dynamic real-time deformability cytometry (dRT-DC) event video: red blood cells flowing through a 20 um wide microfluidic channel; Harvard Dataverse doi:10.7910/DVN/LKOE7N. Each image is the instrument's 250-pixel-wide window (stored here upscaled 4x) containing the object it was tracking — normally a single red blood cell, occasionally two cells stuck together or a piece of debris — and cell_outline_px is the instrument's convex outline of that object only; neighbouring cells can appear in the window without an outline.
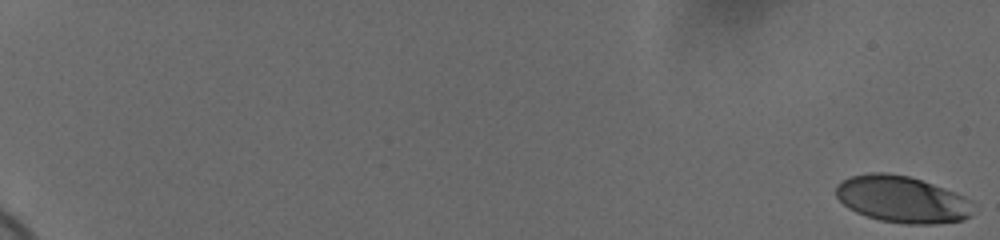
{"species": "human", "species_latin": "Homo sapiens", "temperature_condition": "cold", "stored_images_in_passage": 60, "camera_frame_rate_fps": 3000, "um_per_image_px": 0.085, "donor": {"sex": "female"}, "frame": {"image": 1, "passage_image": 1, "time_ms": 0.0, "image_size_px": [1000, 240], "cell_outline_px": [[976, 204], [972, 212], [964, 220], [936, 224], [904, 224], [880, 220], [856, 212], [848, 208], [836, 196], [836, 184], [852, 176], [872, 172], [884, 172], [908, 176], [956, 192], [972, 200]], "centroid_in_image_um": [76.72, 16.95], "position_along_channel_um": 8.3, "area_um2": 37.45}}
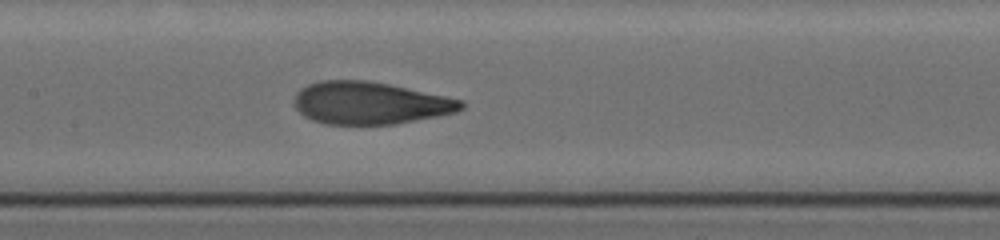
{"frame": {"image": 2, "passage_image": 34, "time_ms": 11.0, "image_size_px": [1000, 240], "cell_outline_px": [[464, 108], [456, 112], [396, 124], [324, 124], [312, 120], [304, 116], [296, 108], [292, 100], [296, 92], [300, 88], [308, 84], [320, 80], [368, 80], [388, 84], [464, 100]], "centroid_in_image_um": [31.4, 8.75], "position_along_channel_um": 176.0, "area_um2": 41.33}}
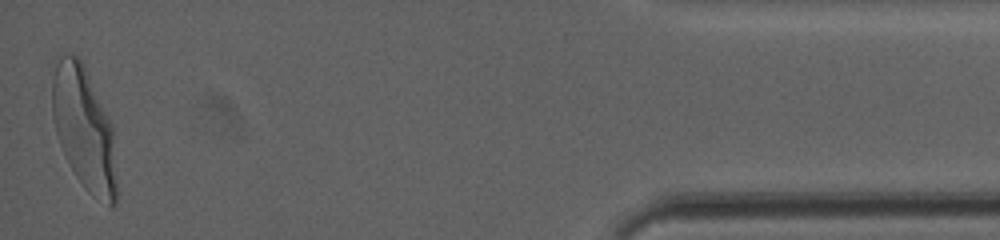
{"frame": {"image": 3, "passage_image": 60, "time_ms": 19.667, "image_size_px": [1000, 240], "cell_outline_px": [[116, 204], [112, 208], [92, 196], [88, 192], [76, 176], [60, 144], [56, 132], [52, 116], [52, 60], [60, 56], [76, 56], [80, 60], [112, 124], [116, 184]], "centroid_in_image_um": [7.12, 10.95], "position_along_channel_um": 428.1, "area_um2": 45.55}, "authors_computed_cell_mechanics": {"area_um2": 41.1247, "velocity_mm_per_s": 3.6559, "shape_relaxation_time_tau1_ms": 4.2227, "shape_relaxation_time_tau2_ms": 0.837, "deformation_change_tau1": 0.1992, "deformation_change_tau2": 0.0745}}